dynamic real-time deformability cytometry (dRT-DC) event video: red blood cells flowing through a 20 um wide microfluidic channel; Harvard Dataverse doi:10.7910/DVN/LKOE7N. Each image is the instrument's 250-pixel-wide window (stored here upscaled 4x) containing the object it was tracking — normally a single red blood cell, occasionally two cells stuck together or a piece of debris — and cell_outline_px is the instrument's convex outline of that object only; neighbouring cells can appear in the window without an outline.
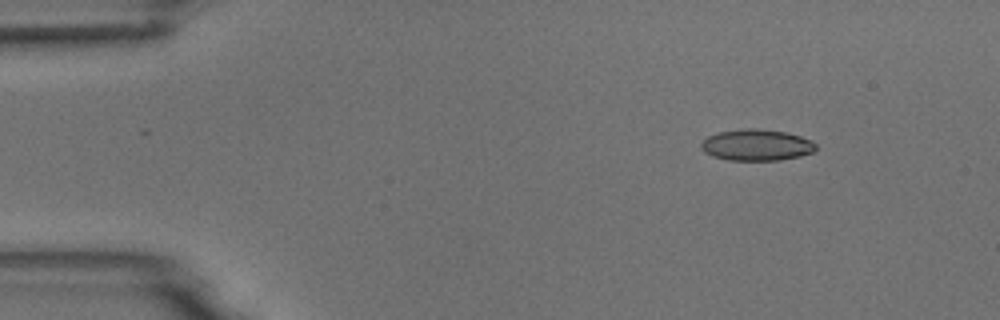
{"species": "common noctule bat (a hibernating species)", "species_latin": "Nyctalus noctula", "temperature_condition": "room temperature", "stored_images_in_passage": 6, "camera_frame_rate_fps": 3000, "um_per_image_px": 0.085, "animal": {"sex": "male", "body_mass_g": 18.8}, "frame": {"image": 1, "passage_image": 2, "time_ms": 1.0, "image_size_px": [1000, 320], "cell_outline_px": [[816, 148], [812, 152], [800, 156], [776, 160], [728, 160], [712, 156], [704, 152], [700, 148], [700, 144], [708, 136], [720, 132], [744, 128], [756, 128], [784, 132], [800, 136], [812, 140], [816, 144]], "centroid_in_image_um": [64.29, 12.32], "position_along_channel_um": 20.7, "area_um2": 20.87}}
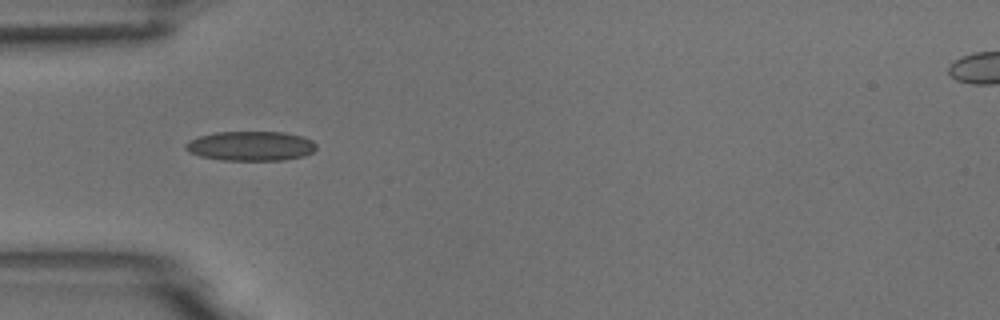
{"frame": {"image": 2, "passage_image": 5, "time_ms": 4.333, "image_size_px": [1000, 320], "cell_outline_px": [[316, 148], [312, 152], [304, 156], [284, 160], [224, 160], [200, 156], [188, 152], [184, 148], [184, 144], [188, 140], [200, 136], [216, 132], [284, 132], [304, 136], [312, 140], [316, 144]], "centroid_in_image_um": [21.31, 12.4], "position_along_channel_um": 63.7, "area_um2": 22.66}}